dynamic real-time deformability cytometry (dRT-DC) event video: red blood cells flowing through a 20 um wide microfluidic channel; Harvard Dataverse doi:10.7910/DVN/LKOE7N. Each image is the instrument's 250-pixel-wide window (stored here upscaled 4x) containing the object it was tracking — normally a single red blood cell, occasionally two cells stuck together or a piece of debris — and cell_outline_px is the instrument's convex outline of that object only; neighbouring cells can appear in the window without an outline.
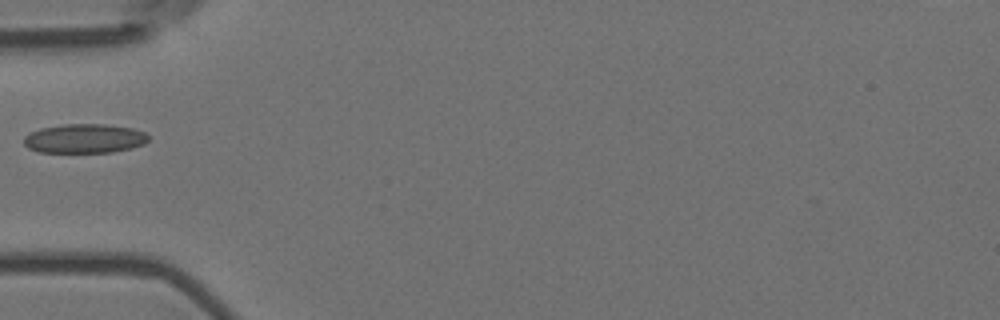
{"species": "Egyptian fruit bat (a non-hibernating species)", "species_latin": "Rousettus aegyptiacus", "temperature_condition": "room temperature", "stored_images_in_passage": 7, "camera_frame_rate_fps": 3000, "um_per_image_px": 0.085, "animal": {"sex": "female"}, "frame": {"image": 1, "passage_image": 6, "time_ms": 1.667, "image_size_px": [1000, 320], "cell_outline_px": [[148, 140], [144, 144], [132, 148], [112, 152], [40, 152], [28, 148], [24, 144], [24, 136], [40, 128], [64, 124], [104, 124], [132, 128], [144, 132], [148, 136]], "centroid_in_image_um": [7.18, 11.77], "position_along_channel_um": 77.8, "area_um2": 21.15}}
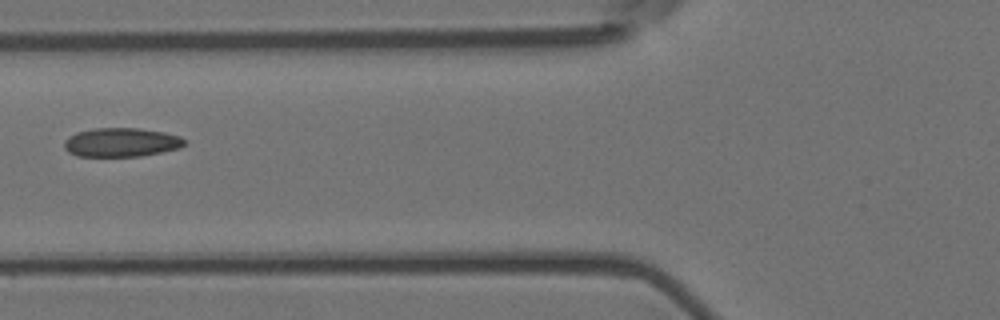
{"frame": {"image": 2, "passage_image": 7, "time_ms": 2.0, "image_size_px": [1000, 320], "cell_outline_px": [[188, 144], [180, 148], [140, 156], [76, 156], [68, 152], [64, 148], [64, 140], [68, 136], [76, 132], [96, 128], [140, 128], [164, 132], [180, 136]], "centroid_in_image_um": [10.3, 12.09], "position_along_channel_um": 115.5, "area_um2": 20.4}}